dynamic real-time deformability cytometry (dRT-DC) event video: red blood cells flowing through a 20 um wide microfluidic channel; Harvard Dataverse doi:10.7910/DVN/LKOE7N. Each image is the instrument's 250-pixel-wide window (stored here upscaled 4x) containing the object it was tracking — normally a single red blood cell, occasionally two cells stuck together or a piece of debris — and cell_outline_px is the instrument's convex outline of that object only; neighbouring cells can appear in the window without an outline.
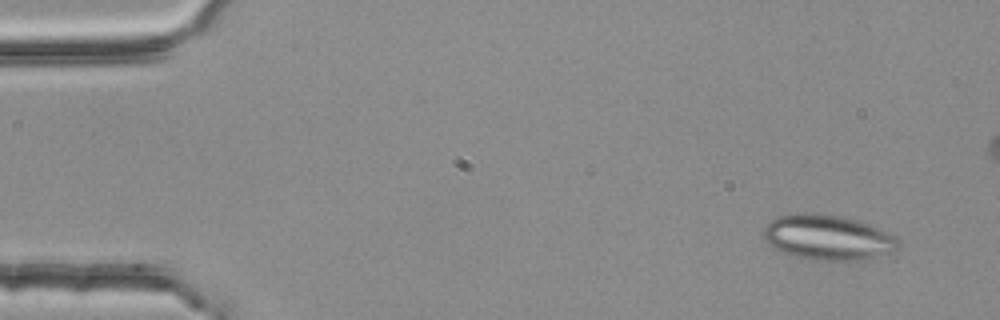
{"species": "common noctule bat (a hibernating species)", "species_latin": "Nyctalus noctula", "temperature_condition": "room temperature", "stored_images_in_passage": 5, "camera_frame_rate_fps": 3000, "um_per_image_px": 0.085, "animal": {"sex": "female", "body_mass_g": 25.1}, "frame": {"image": 1, "passage_image": 1, "time_ms": 0.0, "image_size_px": [1000, 320], "cell_outline_px": [[900, 244], [892, 252], [860, 260], [812, 260], [796, 256], [784, 252], [768, 244], [764, 240], [764, 228], [776, 216], [796, 212], [816, 212], [844, 216], [880, 228], [896, 236], [900, 240]], "centroid_in_image_um": [70.37, 20.15], "position_along_channel_um": 14.6, "area_um2": 35.66}}